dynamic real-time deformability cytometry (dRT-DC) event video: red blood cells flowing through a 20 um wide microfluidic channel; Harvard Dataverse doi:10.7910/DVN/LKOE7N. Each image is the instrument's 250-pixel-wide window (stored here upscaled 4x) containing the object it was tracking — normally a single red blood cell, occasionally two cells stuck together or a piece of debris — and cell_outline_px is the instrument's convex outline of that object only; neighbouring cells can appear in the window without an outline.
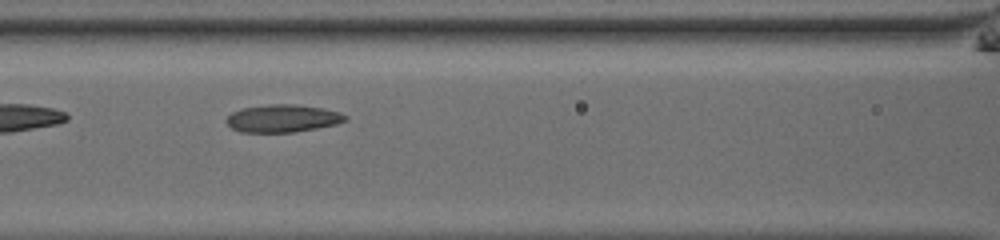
{"species": "common noctule bat (a hibernating species)", "species_latin": "Nyctalus noctula", "temperature_condition": "room temperature", "stored_images_in_passage": 39, "camera_frame_rate_fps": 3000, "um_per_image_px": 0.085, "animal": {"sex": "male", "body_mass_g": 13.0, "forearm_length_mm": 53.1}, "frame": {"image": 1, "passage_image": 11, "time_ms": 3.333, "image_size_px": [1000, 240], "cell_outline_px": [[348, 120], [336, 124], [316, 128], [292, 132], [240, 132], [232, 128], [224, 120], [232, 112], [240, 108], [268, 104], [296, 104], [320, 108], [340, 112], [348, 116]], "centroid_in_image_um": [24.01, 10.06], "position_along_channel_um": 142.6, "area_um2": 19.19}}
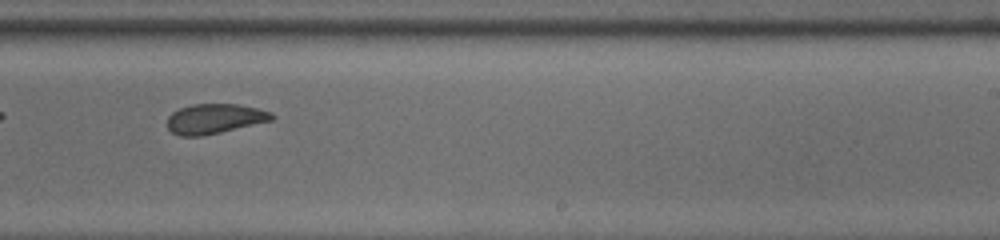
{"frame": {"image": 2, "passage_image": 21, "time_ms": 6.667, "image_size_px": [1000, 240], "cell_outline_px": [[276, 116], [272, 120], [220, 132], [200, 136], [180, 136], [172, 132], [168, 128], [168, 116], [172, 112], [180, 108], [192, 104], [236, 104], [256, 108], [272, 112]], "centroid_in_image_um": [18.24, 10.09], "position_along_channel_um": 270.8, "area_um2": 18.03}}
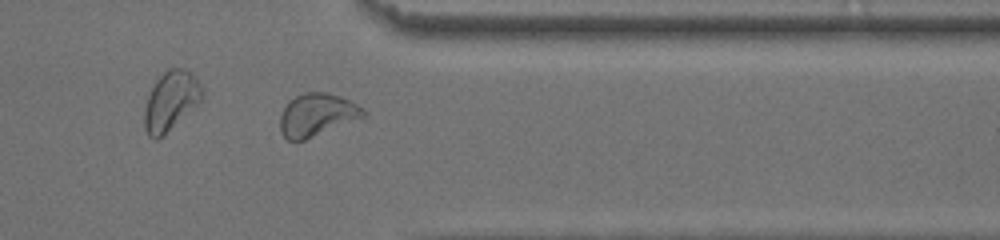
{"frame": {"image": 3, "passage_image": 30, "time_ms": 9.667, "image_size_px": [1000, 240], "cell_outline_px": [[368, 112], [364, 116], [304, 140], [288, 140], [280, 132], [280, 116], [284, 108], [296, 96], [304, 92], [328, 92], [340, 96], [364, 108]], "centroid_in_image_um": [26.93, 9.75], "position_along_channel_um": 384.5, "area_um2": 20.35}, "authors_computed_cell_mechanics": {"area_um2": 19.4786, "velocity_mm_per_s": 3.858, "shape_relaxation_time_tau1_ms": 4.5185, "shape_relaxation_time_tau2_ms": 1.9284, "deformation_change_tau1": 0.1103, "deformation_change_tau2": 0.0708}}